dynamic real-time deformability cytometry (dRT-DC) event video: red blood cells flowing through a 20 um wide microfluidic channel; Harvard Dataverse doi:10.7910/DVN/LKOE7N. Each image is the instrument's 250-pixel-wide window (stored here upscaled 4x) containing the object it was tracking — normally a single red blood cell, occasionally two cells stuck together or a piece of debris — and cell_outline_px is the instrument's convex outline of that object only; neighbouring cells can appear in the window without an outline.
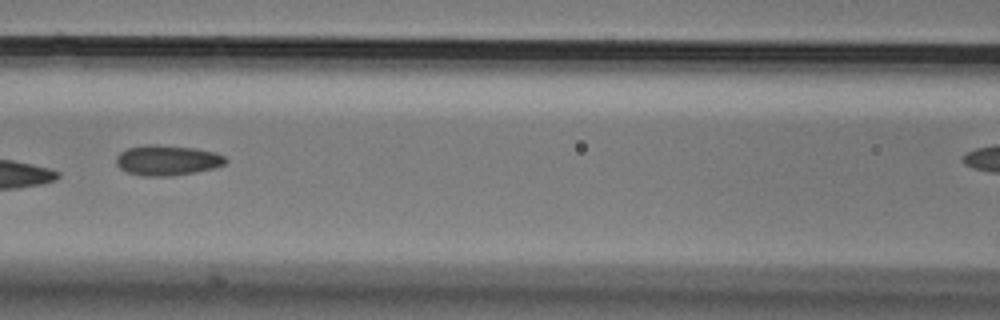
{"species": "Egyptian fruit bat (a non-hibernating species)", "species_latin": "Rousettus aegyptiacus", "temperature_condition": "cold", "stored_images_in_passage": 12, "camera_frame_rate_fps": 3000, "um_per_image_px": 0.085, "animal": {"sex": "male"}, "frame": {"image": 1, "passage_image": 6, "time_ms": 1.667, "image_size_px": [1000, 320], "cell_outline_px": [[228, 160], [224, 164], [216, 168], [196, 172], [172, 176], [140, 176], [128, 172], [120, 168], [116, 164], [116, 156], [120, 152], [128, 148], [144, 144], [156, 144], [196, 148], [216, 152], [224, 156]], "centroid_in_image_um": [14.22, 13.62], "position_along_channel_um": 152.4, "area_um2": 19.59}}
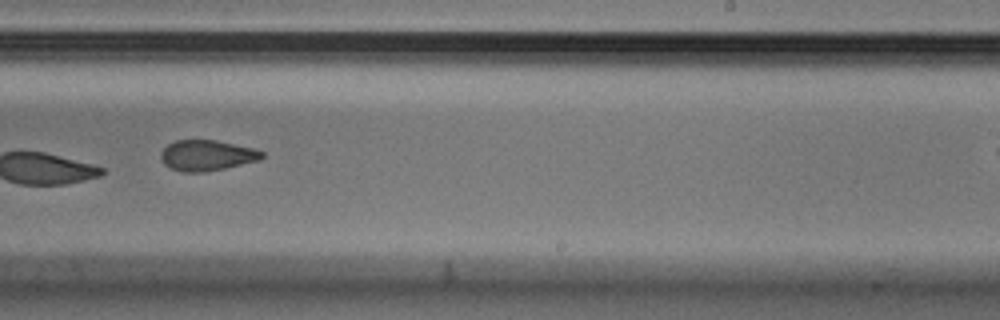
{"frame": {"image": 2, "passage_image": 9, "time_ms": 2.667, "image_size_px": [1000, 320], "cell_outline_px": [[264, 156], [260, 160], [224, 168], [204, 172], [184, 172], [172, 168], [164, 164], [160, 156], [160, 152], [168, 144], [176, 140], [216, 140], [252, 148], [264, 152]], "centroid_in_image_um": [17.58, 13.2], "position_along_channel_um": 271.4, "area_um2": 17.92}}